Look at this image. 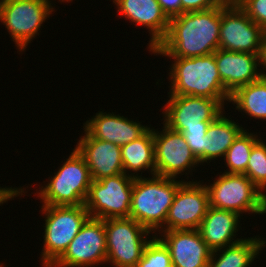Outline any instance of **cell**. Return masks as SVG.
<instances>
[{"label": "cell", "mask_w": 266, "mask_h": 267, "mask_svg": "<svg viewBox=\"0 0 266 267\" xmlns=\"http://www.w3.org/2000/svg\"><path fill=\"white\" fill-rule=\"evenodd\" d=\"M265 246L266 241L259 236L258 238H242L232 245L212 251L208 267H250L260 253L259 251ZM219 251L222 254H217Z\"/></svg>", "instance_id": "cell-22"}, {"label": "cell", "mask_w": 266, "mask_h": 267, "mask_svg": "<svg viewBox=\"0 0 266 267\" xmlns=\"http://www.w3.org/2000/svg\"><path fill=\"white\" fill-rule=\"evenodd\" d=\"M152 238L144 249L143 257L135 267H173L168 248L158 238V235Z\"/></svg>", "instance_id": "cell-27"}, {"label": "cell", "mask_w": 266, "mask_h": 267, "mask_svg": "<svg viewBox=\"0 0 266 267\" xmlns=\"http://www.w3.org/2000/svg\"><path fill=\"white\" fill-rule=\"evenodd\" d=\"M162 233L163 238L159 235V239L168 248L173 267H208L212 250L203 241L198 229Z\"/></svg>", "instance_id": "cell-15"}, {"label": "cell", "mask_w": 266, "mask_h": 267, "mask_svg": "<svg viewBox=\"0 0 266 267\" xmlns=\"http://www.w3.org/2000/svg\"><path fill=\"white\" fill-rule=\"evenodd\" d=\"M121 173L93 180L84 206L97 219L127 218L130 215L134 178L139 174Z\"/></svg>", "instance_id": "cell-7"}, {"label": "cell", "mask_w": 266, "mask_h": 267, "mask_svg": "<svg viewBox=\"0 0 266 267\" xmlns=\"http://www.w3.org/2000/svg\"><path fill=\"white\" fill-rule=\"evenodd\" d=\"M118 12L130 22L149 29V51H153L165 38L170 19L162 11L157 0H113Z\"/></svg>", "instance_id": "cell-18"}, {"label": "cell", "mask_w": 266, "mask_h": 267, "mask_svg": "<svg viewBox=\"0 0 266 267\" xmlns=\"http://www.w3.org/2000/svg\"><path fill=\"white\" fill-rule=\"evenodd\" d=\"M208 127H187L183 136L200 163H204V147L206 143V133Z\"/></svg>", "instance_id": "cell-28"}, {"label": "cell", "mask_w": 266, "mask_h": 267, "mask_svg": "<svg viewBox=\"0 0 266 267\" xmlns=\"http://www.w3.org/2000/svg\"><path fill=\"white\" fill-rule=\"evenodd\" d=\"M221 5L170 19L165 38L152 51L171 58H192L219 49Z\"/></svg>", "instance_id": "cell-1"}, {"label": "cell", "mask_w": 266, "mask_h": 267, "mask_svg": "<svg viewBox=\"0 0 266 267\" xmlns=\"http://www.w3.org/2000/svg\"><path fill=\"white\" fill-rule=\"evenodd\" d=\"M170 95L216 99L222 106L230 100L218 72L215 52L192 58H172Z\"/></svg>", "instance_id": "cell-2"}, {"label": "cell", "mask_w": 266, "mask_h": 267, "mask_svg": "<svg viewBox=\"0 0 266 267\" xmlns=\"http://www.w3.org/2000/svg\"><path fill=\"white\" fill-rule=\"evenodd\" d=\"M59 1H62V2H67V3H69V1H72V0H59Z\"/></svg>", "instance_id": "cell-34"}, {"label": "cell", "mask_w": 266, "mask_h": 267, "mask_svg": "<svg viewBox=\"0 0 266 267\" xmlns=\"http://www.w3.org/2000/svg\"><path fill=\"white\" fill-rule=\"evenodd\" d=\"M245 175L261 190H266V144L259 139L252 147Z\"/></svg>", "instance_id": "cell-26"}, {"label": "cell", "mask_w": 266, "mask_h": 267, "mask_svg": "<svg viewBox=\"0 0 266 267\" xmlns=\"http://www.w3.org/2000/svg\"><path fill=\"white\" fill-rule=\"evenodd\" d=\"M104 228L107 263L115 267H135L143 257L151 231L130 217L104 219Z\"/></svg>", "instance_id": "cell-8"}, {"label": "cell", "mask_w": 266, "mask_h": 267, "mask_svg": "<svg viewBox=\"0 0 266 267\" xmlns=\"http://www.w3.org/2000/svg\"><path fill=\"white\" fill-rule=\"evenodd\" d=\"M259 62L260 65L263 66V71H261L262 77H266V73L264 72V70H266V31L262 38L261 50L259 54Z\"/></svg>", "instance_id": "cell-33"}, {"label": "cell", "mask_w": 266, "mask_h": 267, "mask_svg": "<svg viewBox=\"0 0 266 267\" xmlns=\"http://www.w3.org/2000/svg\"><path fill=\"white\" fill-rule=\"evenodd\" d=\"M163 107L164 124L171 130L182 133L187 127H209L224 111L216 99L188 95H169ZM223 110V111H222Z\"/></svg>", "instance_id": "cell-12"}, {"label": "cell", "mask_w": 266, "mask_h": 267, "mask_svg": "<svg viewBox=\"0 0 266 267\" xmlns=\"http://www.w3.org/2000/svg\"><path fill=\"white\" fill-rule=\"evenodd\" d=\"M209 208L205 184L184 181L178 188L165 220V231L198 229Z\"/></svg>", "instance_id": "cell-14"}, {"label": "cell", "mask_w": 266, "mask_h": 267, "mask_svg": "<svg viewBox=\"0 0 266 267\" xmlns=\"http://www.w3.org/2000/svg\"><path fill=\"white\" fill-rule=\"evenodd\" d=\"M247 16L266 31V0H235Z\"/></svg>", "instance_id": "cell-29"}, {"label": "cell", "mask_w": 266, "mask_h": 267, "mask_svg": "<svg viewBox=\"0 0 266 267\" xmlns=\"http://www.w3.org/2000/svg\"><path fill=\"white\" fill-rule=\"evenodd\" d=\"M227 0H181L182 14L210 9L224 4Z\"/></svg>", "instance_id": "cell-30"}, {"label": "cell", "mask_w": 266, "mask_h": 267, "mask_svg": "<svg viewBox=\"0 0 266 267\" xmlns=\"http://www.w3.org/2000/svg\"><path fill=\"white\" fill-rule=\"evenodd\" d=\"M48 184L36 194L43 205L78 206L84 205L92 177L83 156L76 148Z\"/></svg>", "instance_id": "cell-4"}, {"label": "cell", "mask_w": 266, "mask_h": 267, "mask_svg": "<svg viewBox=\"0 0 266 267\" xmlns=\"http://www.w3.org/2000/svg\"><path fill=\"white\" fill-rule=\"evenodd\" d=\"M121 159L125 174H129V170L138 173L150 169L151 175H156L153 129H149L137 140L121 146Z\"/></svg>", "instance_id": "cell-23"}, {"label": "cell", "mask_w": 266, "mask_h": 267, "mask_svg": "<svg viewBox=\"0 0 266 267\" xmlns=\"http://www.w3.org/2000/svg\"><path fill=\"white\" fill-rule=\"evenodd\" d=\"M264 33L235 0L221 4L219 49L259 55Z\"/></svg>", "instance_id": "cell-10"}, {"label": "cell", "mask_w": 266, "mask_h": 267, "mask_svg": "<svg viewBox=\"0 0 266 267\" xmlns=\"http://www.w3.org/2000/svg\"><path fill=\"white\" fill-rule=\"evenodd\" d=\"M25 194L24 188H1L0 187V205L4 202H7L8 200H12L14 197L19 196L21 194Z\"/></svg>", "instance_id": "cell-32"}, {"label": "cell", "mask_w": 266, "mask_h": 267, "mask_svg": "<svg viewBox=\"0 0 266 267\" xmlns=\"http://www.w3.org/2000/svg\"><path fill=\"white\" fill-rule=\"evenodd\" d=\"M76 145L90 170L92 180L124 173L121 159V147L103 140L93 138L85 129Z\"/></svg>", "instance_id": "cell-17"}, {"label": "cell", "mask_w": 266, "mask_h": 267, "mask_svg": "<svg viewBox=\"0 0 266 267\" xmlns=\"http://www.w3.org/2000/svg\"><path fill=\"white\" fill-rule=\"evenodd\" d=\"M258 135L248 133L243 130L234 140L232 145L224 155L225 165L228 170L224 173L228 174H245L250 153L253 145L259 140Z\"/></svg>", "instance_id": "cell-25"}, {"label": "cell", "mask_w": 266, "mask_h": 267, "mask_svg": "<svg viewBox=\"0 0 266 267\" xmlns=\"http://www.w3.org/2000/svg\"><path fill=\"white\" fill-rule=\"evenodd\" d=\"M106 259L104 220L89 217L64 254L51 267H91L105 264Z\"/></svg>", "instance_id": "cell-11"}, {"label": "cell", "mask_w": 266, "mask_h": 267, "mask_svg": "<svg viewBox=\"0 0 266 267\" xmlns=\"http://www.w3.org/2000/svg\"><path fill=\"white\" fill-rule=\"evenodd\" d=\"M213 184L205 185L209 194V206L233 211L237 214L266 213V194L245 174L222 173Z\"/></svg>", "instance_id": "cell-6"}, {"label": "cell", "mask_w": 266, "mask_h": 267, "mask_svg": "<svg viewBox=\"0 0 266 267\" xmlns=\"http://www.w3.org/2000/svg\"><path fill=\"white\" fill-rule=\"evenodd\" d=\"M183 182L159 175H152L151 178H144L141 175L135 177L129 217L151 233H155L156 230L165 231L169 208Z\"/></svg>", "instance_id": "cell-3"}, {"label": "cell", "mask_w": 266, "mask_h": 267, "mask_svg": "<svg viewBox=\"0 0 266 267\" xmlns=\"http://www.w3.org/2000/svg\"><path fill=\"white\" fill-rule=\"evenodd\" d=\"M160 133L153 129L156 175L177 178L199 165L184 136L164 124Z\"/></svg>", "instance_id": "cell-13"}, {"label": "cell", "mask_w": 266, "mask_h": 267, "mask_svg": "<svg viewBox=\"0 0 266 267\" xmlns=\"http://www.w3.org/2000/svg\"><path fill=\"white\" fill-rule=\"evenodd\" d=\"M240 216L241 215L233 211L217 209L209 206L198 231L200 232L203 241L212 251L227 247L228 244L232 245L242 240L238 238L236 240L234 239L238 232L237 228L239 226Z\"/></svg>", "instance_id": "cell-20"}, {"label": "cell", "mask_w": 266, "mask_h": 267, "mask_svg": "<svg viewBox=\"0 0 266 267\" xmlns=\"http://www.w3.org/2000/svg\"><path fill=\"white\" fill-rule=\"evenodd\" d=\"M84 129L98 140L112 142L118 146H123L143 136L150 127L134 122L113 112H99L84 124Z\"/></svg>", "instance_id": "cell-19"}, {"label": "cell", "mask_w": 266, "mask_h": 267, "mask_svg": "<svg viewBox=\"0 0 266 267\" xmlns=\"http://www.w3.org/2000/svg\"><path fill=\"white\" fill-rule=\"evenodd\" d=\"M215 60L221 82L230 95L238 88L262 77L259 72L261 69L257 68L260 67L258 54L218 49L215 52Z\"/></svg>", "instance_id": "cell-16"}, {"label": "cell", "mask_w": 266, "mask_h": 267, "mask_svg": "<svg viewBox=\"0 0 266 267\" xmlns=\"http://www.w3.org/2000/svg\"><path fill=\"white\" fill-rule=\"evenodd\" d=\"M41 209L45 216L42 266L51 267L64 254L90 216L84 205H43Z\"/></svg>", "instance_id": "cell-5"}, {"label": "cell", "mask_w": 266, "mask_h": 267, "mask_svg": "<svg viewBox=\"0 0 266 267\" xmlns=\"http://www.w3.org/2000/svg\"><path fill=\"white\" fill-rule=\"evenodd\" d=\"M50 0H0V20L7 28L19 51L38 33L54 11Z\"/></svg>", "instance_id": "cell-9"}, {"label": "cell", "mask_w": 266, "mask_h": 267, "mask_svg": "<svg viewBox=\"0 0 266 267\" xmlns=\"http://www.w3.org/2000/svg\"><path fill=\"white\" fill-rule=\"evenodd\" d=\"M229 102L252 118L266 120V77L238 88Z\"/></svg>", "instance_id": "cell-24"}, {"label": "cell", "mask_w": 266, "mask_h": 267, "mask_svg": "<svg viewBox=\"0 0 266 267\" xmlns=\"http://www.w3.org/2000/svg\"><path fill=\"white\" fill-rule=\"evenodd\" d=\"M223 114L225 113L219 114L207 129L204 162L224 157L234 140L244 130L238 123Z\"/></svg>", "instance_id": "cell-21"}, {"label": "cell", "mask_w": 266, "mask_h": 267, "mask_svg": "<svg viewBox=\"0 0 266 267\" xmlns=\"http://www.w3.org/2000/svg\"><path fill=\"white\" fill-rule=\"evenodd\" d=\"M157 2L169 19L182 15L181 0H157Z\"/></svg>", "instance_id": "cell-31"}]
</instances>
